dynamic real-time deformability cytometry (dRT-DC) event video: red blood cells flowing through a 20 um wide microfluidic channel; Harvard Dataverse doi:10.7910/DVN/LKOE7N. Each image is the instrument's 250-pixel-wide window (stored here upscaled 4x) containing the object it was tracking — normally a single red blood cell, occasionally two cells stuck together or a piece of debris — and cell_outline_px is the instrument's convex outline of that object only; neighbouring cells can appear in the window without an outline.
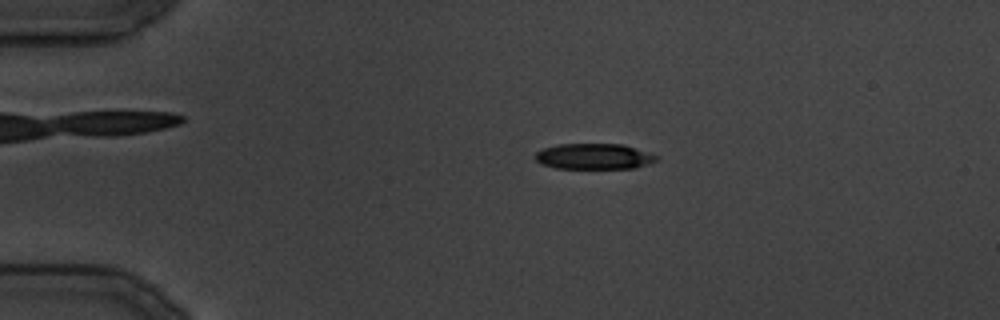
{"species": "common noctule bat (a hibernating species)", "species_latin": "Nyctalus noctula", "temperature_condition": "cold", "stored_images_in_passage": 31, "camera_frame_rate_fps": 3000, "um_per_image_px": 0.085, "animal": {"sex": "male", "body_mass_g": 19.5, "forearm_length_mm": 54.6}, "frame": {"image": 1, "passage_image": 4, "time_ms": 3.667, "image_size_px": [1000, 320], "cell_outline_px": [[656, 160], [648, 164], [636, 168], [556, 168], [540, 164], [536, 160], [536, 152], [544, 148], [556, 144], [624, 144], [656, 156]], "centroid_in_image_um": [50.44, 13.29], "position_along_channel_um": 34.6, "area_um2": 17.98}}
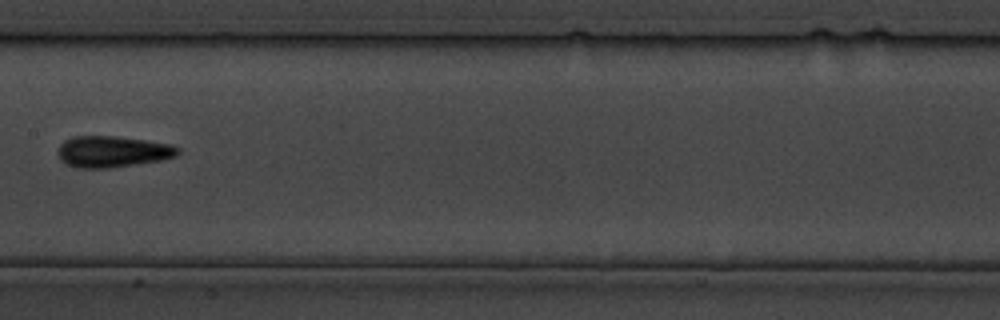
{"frame": {"image": 2, "passage_image": 15, "time_ms": 17.0, "image_size_px": [1000, 320], "cell_outline_px": [[180, 152], [176, 156], [160, 160], [108, 168], [76, 168], [64, 164], [60, 160], [56, 152], [60, 144], [64, 140], [72, 136], [116, 136], [172, 144], [180, 148]], "centroid_in_image_um": [9.51, 12.88], "position_along_channel_um": 197.9, "area_um2": 22.08}}
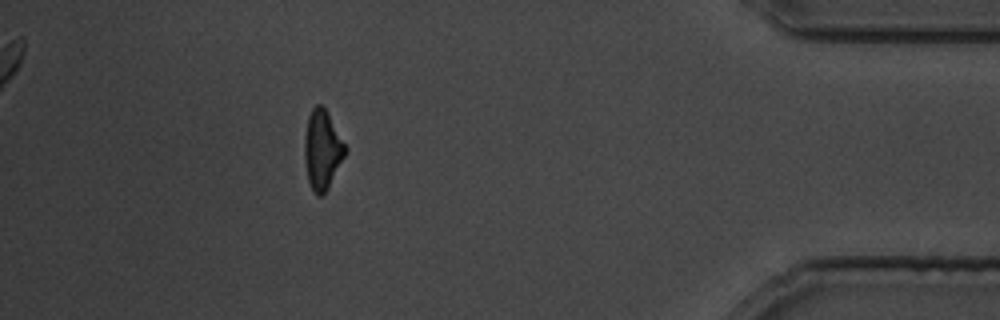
{"frame": {"image": 3, "passage_image": 28, "time_ms": 33.0, "image_size_px": [1000, 320], "cell_outline_px": [[348, 152], [328, 188], [320, 196], [316, 196], [308, 180], [304, 160], [304, 136], [308, 116], [312, 108], [316, 104], [320, 104], [324, 108], [348, 148]], "centroid_in_image_um": [27.4, 12.74], "position_along_channel_um": 407.8, "area_um2": 18.9}}